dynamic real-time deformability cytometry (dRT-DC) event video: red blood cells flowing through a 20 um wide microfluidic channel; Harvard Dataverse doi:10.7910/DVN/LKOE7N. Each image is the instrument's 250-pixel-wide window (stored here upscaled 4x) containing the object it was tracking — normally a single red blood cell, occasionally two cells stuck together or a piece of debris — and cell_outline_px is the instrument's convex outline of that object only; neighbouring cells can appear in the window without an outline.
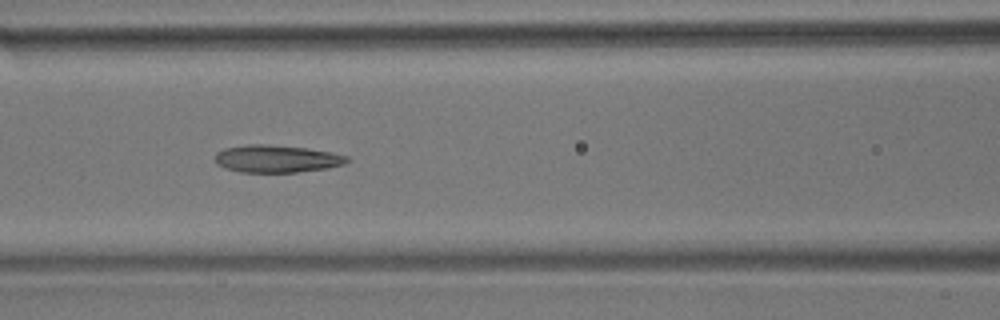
{"species": "common noctule bat (a hibernating species)", "species_latin": "Nyctalus noctula", "temperature_condition": "room temperature", "stored_images_in_passage": 11, "camera_frame_rate_fps": 3000, "um_per_image_px": 0.085, "animal": {"sex": "male", "body_mass_g": 17.9}, "frame": {"image": 1, "passage_image": 7, "time_ms": 7.667, "image_size_px": [1000, 320], "cell_outline_px": [[352, 160], [344, 164], [328, 168], [296, 172], [240, 172], [224, 168], [216, 164], [216, 152], [224, 148], [248, 144], [268, 144], [308, 148], [332, 152], [348, 156]], "centroid_in_image_um": [23.54, 13.49], "position_along_channel_um": 143.1, "area_um2": 21.33}}
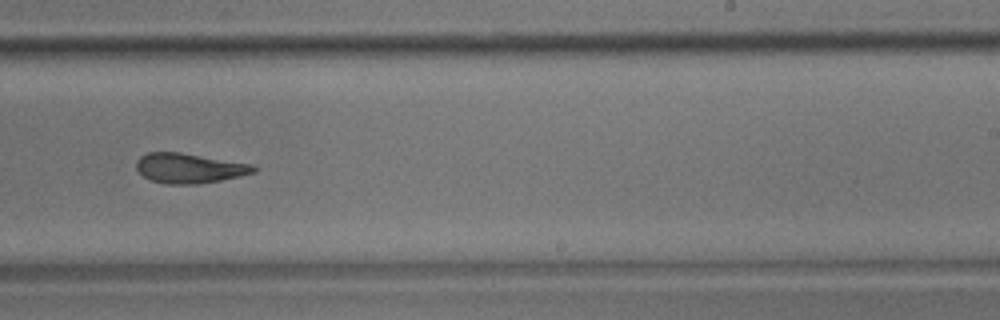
{"frame": {"image": 2, "passage_image": 10, "time_ms": 11.333, "image_size_px": [1000, 320], "cell_outline_px": [[256, 172], [240, 176], [220, 180], [196, 184], [164, 184], [152, 180], [144, 176], [136, 168], [136, 160], [140, 156], [148, 152], [180, 152], [252, 164], [256, 168]], "centroid_in_image_um": [16.07, 14.29], "position_along_channel_um": 272.9, "area_um2": 20.35}}
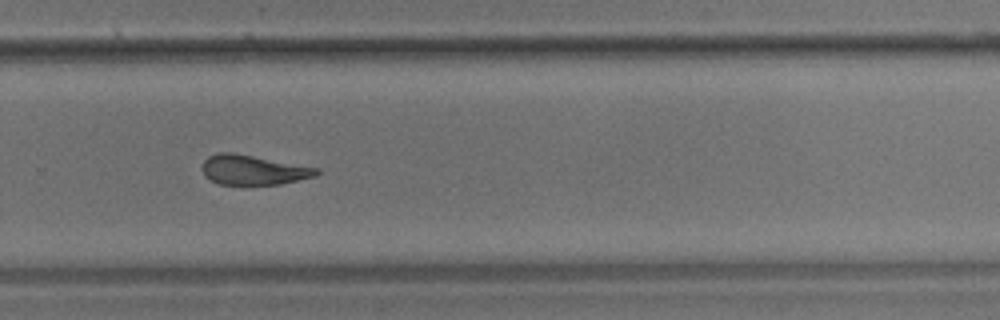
{"frame": {"image": 3, "passage_image": 11, "time_ms": 12.333, "image_size_px": [1000, 320], "cell_outline_px": [[320, 172], [316, 176], [280, 184], [244, 188], [220, 184], [204, 176], [200, 168], [204, 160], [208, 156], [216, 152], [236, 152], [320, 168]], "centroid_in_image_um": [21.49, 14.47], "position_along_channel_um": 308.3, "area_um2": 20.98}}